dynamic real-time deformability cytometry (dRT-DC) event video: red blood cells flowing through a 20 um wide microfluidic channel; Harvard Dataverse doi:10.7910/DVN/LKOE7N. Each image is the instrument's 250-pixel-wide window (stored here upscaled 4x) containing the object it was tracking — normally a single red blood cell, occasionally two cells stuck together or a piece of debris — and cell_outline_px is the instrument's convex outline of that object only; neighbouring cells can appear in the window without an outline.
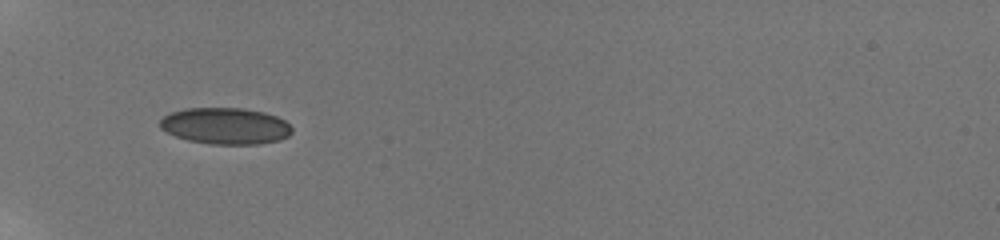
{"species": "human", "species_latin": "Homo sapiens", "temperature_condition": "room temperature", "stored_images_in_passage": 24, "camera_frame_rate_fps": 3000, "um_per_image_px": 0.085, "donor": {"sex": "male"}, "frame": {"image": 1, "passage_image": 1, "time_ms": 0.0, "image_size_px": [1000, 240], "cell_outline_px": [[292, 132], [288, 136], [280, 140], [260, 144], [208, 144], [188, 140], [176, 136], [160, 128], [160, 120], [164, 116], [172, 112], [184, 108], [244, 108], [264, 112], [276, 116], [284, 120], [292, 128]], "centroid_in_image_um": [19.17, 10.7], "position_along_channel_um": 65.8, "area_um2": 28.09}}
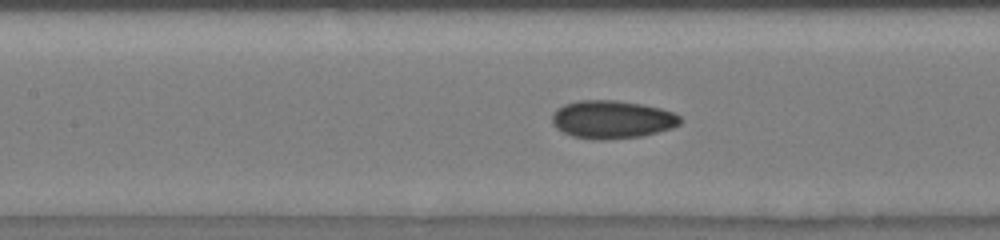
{"frame": {"image": 2, "passage_image": 11, "time_ms": 2.667, "image_size_px": [1000, 240], "cell_outline_px": [[684, 120], [680, 124], [672, 128], [640, 136], [604, 140], [592, 140], [572, 136], [556, 128], [552, 124], [552, 112], [556, 108], [564, 104], [580, 100], [616, 100], [644, 104], [660, 108], [672, 112], [680, 116]], "centroid_in_image_um": [52.01, 10.15], "position_along_channel_um": 155.4, "area_um2": 28.67}}
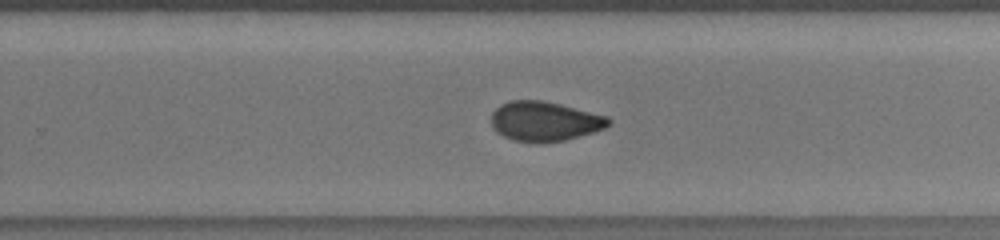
{"frame": {"image": 3, "passage_image": 23, "time_ms": 6.0, "image_size_px": [1000, 240], "cell_outline_px": [[612, 124], [596, 132], [564, 140], [540, 144], [536, 144], [512, 140], [496, 132], [492, 128], [492, 112], [500, 104], [512, 100], [540, 100], [560, 104], [608, 116], [612, 120]], "centroid_in_image_um": [46.31, 10.33], "position_along_channel_um": 283.5, "area_um2": 27.51}}